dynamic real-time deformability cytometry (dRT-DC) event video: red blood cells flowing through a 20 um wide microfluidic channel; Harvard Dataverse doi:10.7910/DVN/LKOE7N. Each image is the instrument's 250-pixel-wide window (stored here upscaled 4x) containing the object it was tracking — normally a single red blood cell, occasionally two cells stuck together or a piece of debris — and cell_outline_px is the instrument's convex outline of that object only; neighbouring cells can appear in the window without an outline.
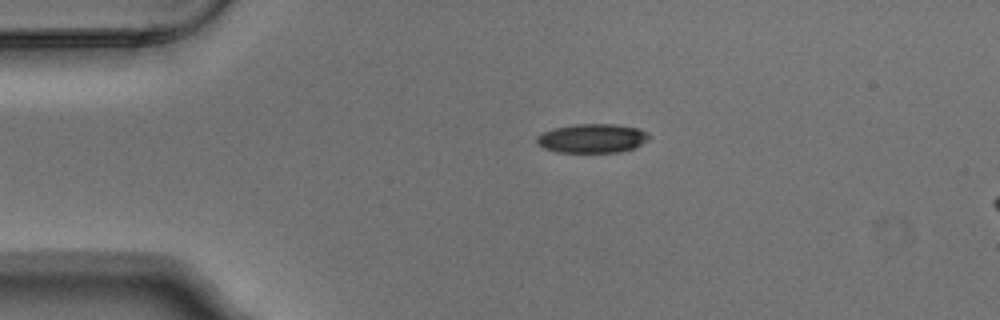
{"species": "Egyptian fruit bat (a non-hibernating species)", "species_latin": "Rousettus aegyptiacus", "temperature_condition": "warm", "stored_images_in_passage": 3, "segment_of_instrument_passage": [1, 2], "camera_frame_rate_fps": 3000, "um_per_image_px": 0.085, "animal": {"sex": "male"}, "frame": {"image": 1, "passage_image": 1, "time_ms": 0.0, "image_size_px": [1000, 320], "cell_outline_px": [[652, 136], [648, 140], [636, 148], [620, 152], [556, 152], [544, 148], [536, 144], [536, 136], [544, 132], [556, 128], [576, 124], [616, 124], [640, 128]], "centroid_in_image_um": [50.38, 11.76], "position_along_channel_um": 34.6, "area_um2": 19.19}}